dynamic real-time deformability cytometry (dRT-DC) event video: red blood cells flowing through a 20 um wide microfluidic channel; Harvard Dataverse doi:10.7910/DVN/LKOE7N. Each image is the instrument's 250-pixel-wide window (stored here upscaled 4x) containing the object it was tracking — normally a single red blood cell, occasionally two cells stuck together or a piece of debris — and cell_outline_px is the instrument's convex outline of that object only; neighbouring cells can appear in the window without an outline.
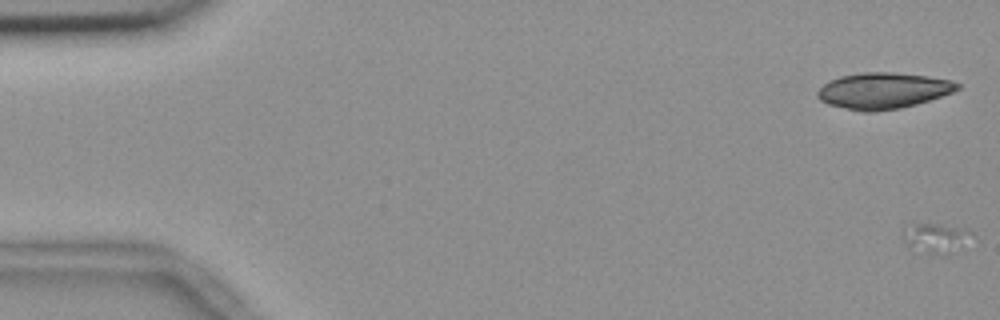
{"species": "common noctule bat (a hibernating species)", "species_latin": "Nyctalus noctula", "temperature_condition": "room temperature", "stored_images_in_passage": 2, "segment_of_instrument_passage": [2, 2], "camera_frame_rate_fps": 3000, "um_per_image_px": 0.085, "animal": {"sex": "female", "body_mass_g": 18.4}, "frame": {"image": 1, "passage_image": 2, "time_ms": 0.333, "image_size_px": [1000, 320], "cell_outline_px": [[972, 232], [944, 256], [940, 256], [908, 248], [900, 236], [904, 232], [916, 224], [936, 224], [964, 228]], "centroid_in_image_um": [79.39, 20.24], "position_along_channel_um": 5.6, "area_um2": 11.1}}